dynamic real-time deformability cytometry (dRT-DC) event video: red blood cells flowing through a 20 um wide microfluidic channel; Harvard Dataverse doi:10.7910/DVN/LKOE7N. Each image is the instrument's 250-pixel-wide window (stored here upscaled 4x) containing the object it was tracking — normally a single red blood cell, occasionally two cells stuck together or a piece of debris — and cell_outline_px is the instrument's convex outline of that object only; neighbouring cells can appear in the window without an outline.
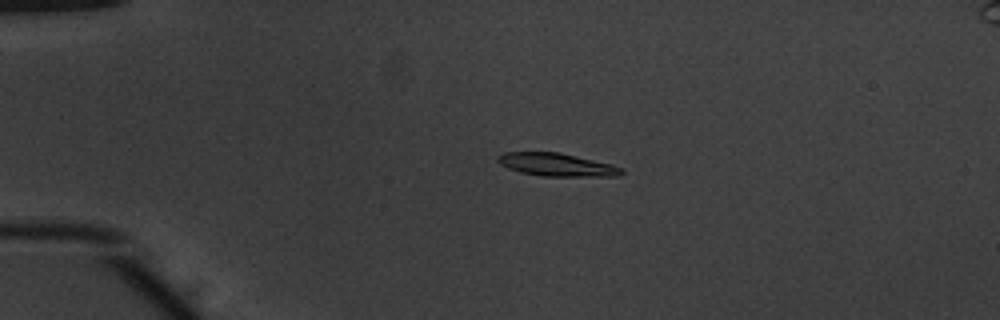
{"species": "common noctule bat (a hibernating species)", "species_latin": "Nyctalus noctula", "temperature_condition": "warm", "stored_images_in_passage": 52, "camera_frame_rate_fps": 3000, "um_per_image_px": 0.085, "animal": {"sex": "male", "body_mass_g": 20.1, "forearm_length_mm": 53.5}, "frame": {"image": 1, "passage_image": 12, "time_ms": 3.667, "image_size_px": [1000, 320], "cell_outline_px": [[624, 172], [620, 176], [540, 176], [520, 172], [508, 168], [500, 164], [496, 160], [504, 152], [560, 152], [612, 164], [624, 168]], "centroid_in_image_um": [47.36, 14.0], "position_along_channel_um": 37.6, "area_um2": 16.65}}
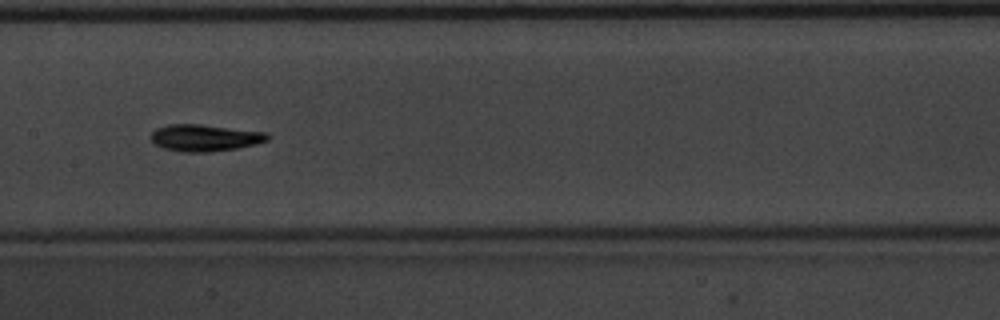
{"frame": {"image": 2, "passage_image": 27, "time_ms": 8.667, "image_size_px": [1000, 320], "cell_outline_px": [[268, 140], [256, 144], [236, 148], [208, 152], [180, 152], [164, 148], [156, 144], [148, 136], [156, 128], [168, 124], [200, 124], [268, 132]], "centroid_in_image_um": [17.39, 11.7], "position_along_channel_um": 190.0, "area_um2": 18.26}}
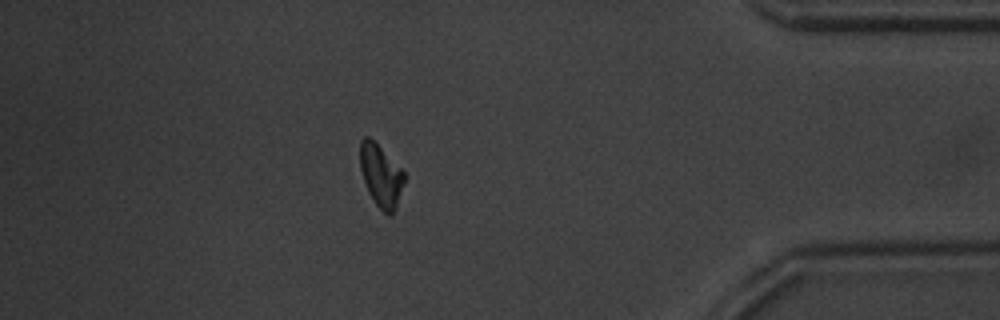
{"frame": {"image": 3, "passage_image": 46, "time_ms": 15.0, "image_size_px": [1000, 320], "cell_outline_px": [[404, 184], [396, 208], [392, 216], [388, 216], [376, 204], [368, 192], [360, 168], [360, 140], [364, 136], [368, 136], [404, 172]], "centroid_in_image_um": [32.37, 14.96], "position_along_channel_um": 402.8, "area_um2": 15.78}, "authors_computed_cell_mechanics": {"area_um2": 16.6175, "velocity_mm_per_s": 3.913, "shape_relaxation_time_tau1_ms": 2.7106, "shape_relaxation_time_tau2_ms": 5.0457, "deformation_change_tau1": 0.1446, "deformation_change_tau2": 0.1127}}